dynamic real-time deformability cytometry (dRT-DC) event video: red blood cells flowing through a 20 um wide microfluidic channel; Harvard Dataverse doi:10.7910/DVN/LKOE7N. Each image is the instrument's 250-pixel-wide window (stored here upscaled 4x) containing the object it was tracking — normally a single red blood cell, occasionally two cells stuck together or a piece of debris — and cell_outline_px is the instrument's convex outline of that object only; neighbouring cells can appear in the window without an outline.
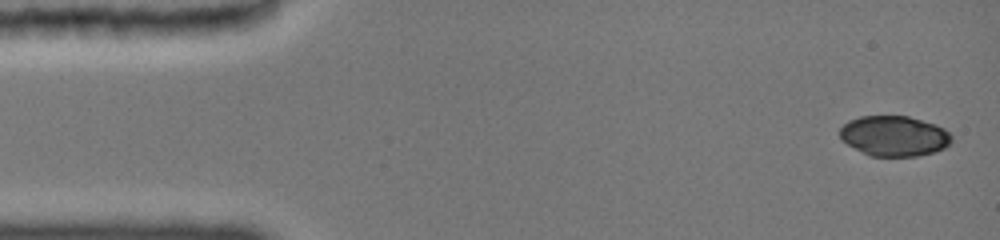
{"species": "common noctule bat (a hibernating species)", "species_latin": "Nyctalus noctula", "temperature_condition": "cold", "stored_images_in_passage": 30, "camera_frame_rate_fps": 3000, "um_per_image_px": 0.085, "animal": {"sex": "female", "body_mass_g": 19.0, "forearm_length_mm": 51.5}, "frame": {"image": 1, "passage_image": 1, "time_ms": 0.0, "image_size_px": [1000, 240], "cell_outline_px": [[952, 140], [944, 148], [932, 152], [916, 156], [872, 156], [848, 144], [840, 136], [840, 128], [848, 120], [860, 116], [908, 116], [936, 124], [944, 128], [952, 136]], "centroid_in_image_um": [76.02, 11.54], "position_along_channel_um": 9.0, "area_um2": 26.01}}